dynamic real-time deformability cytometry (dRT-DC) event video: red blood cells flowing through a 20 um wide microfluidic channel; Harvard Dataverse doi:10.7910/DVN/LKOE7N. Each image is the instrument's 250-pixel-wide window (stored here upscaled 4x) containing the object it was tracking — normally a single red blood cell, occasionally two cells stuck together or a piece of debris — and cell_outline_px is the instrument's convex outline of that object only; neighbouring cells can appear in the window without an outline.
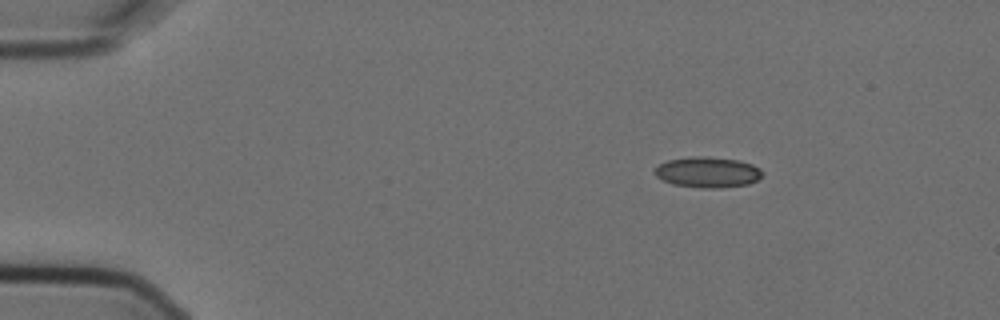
{"species": "Egyptian fruit bat (a non-hibernating species)", "species_latin": "Rousettus aegyptiacus", "temperature_condition": "cold", "stored_images_in_passage": 3, "camera_frame_rate_fps": 3000, "um_per_image_px": 0.085, "animal": {"sex": "female"}, "frame": {"image": 1, "passage_image": 3, "time_ms": 0.667, "image_size_px": [1000, 320], "cell_outline_px": [[764, 172], [756, 180], [748, 184], [720, 188], [700, 188], [672, 184], [656, 176], [652, 172], [660, 164], [668, 160], [692, 156], [704, 156], [736, 160], [752, 164], [760, 168]], "centroid_in_image_um": [60.14, 14.64], "position_along_channel_um": 24.9, "area_um2": 19.19}}